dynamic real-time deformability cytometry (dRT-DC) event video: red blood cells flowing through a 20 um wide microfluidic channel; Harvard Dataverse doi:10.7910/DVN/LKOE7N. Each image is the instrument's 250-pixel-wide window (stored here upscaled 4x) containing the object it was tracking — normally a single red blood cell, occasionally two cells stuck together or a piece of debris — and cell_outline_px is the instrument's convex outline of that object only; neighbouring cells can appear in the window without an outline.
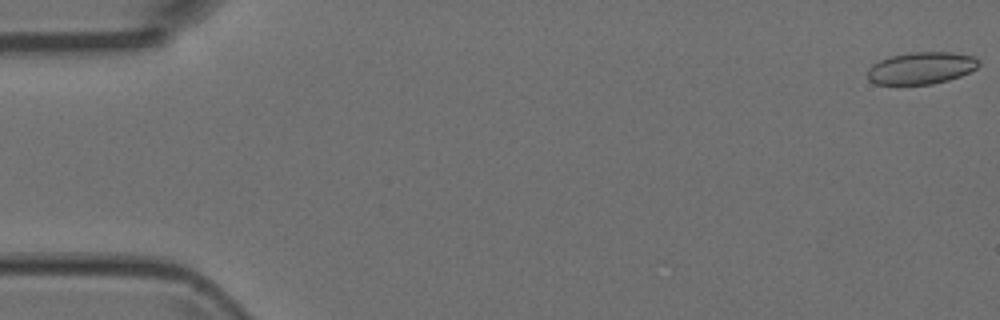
{"species": "Egyptian fruit bat (a non-hibernating species)", "species_latin": "Rousettus aegyptiacus", "temperature_condition": "room temperature", "stored_images_in_passage": 8, "camera_frame_rate_fps": 3000, "um_per_image_px": 0.085, "animal": {"sex": "female"}, "frame": {"image": 1, "passage_image": 1, "time_ms": 0.0, "image_size_px": [1000, 320], "cell_outline_px": [[980, 64], [976, 68], [960, 76], [948, 80], [932, 84], [876, 84], [868, 80], [868, 68], [872, 64], [880, 60], [892, 56], [912, 52], [952, 52], [976, 56], [980, 60]], "centroid_in_image_um": [78.33, 5.78], "position_along_channel_um": 6.7, "area_um2": 20.81}}
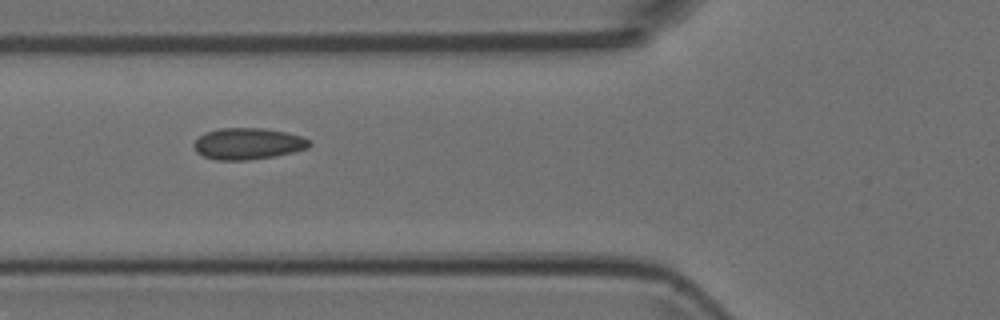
{"frame": {"image": 2, "passage_image": 6, "time_ms": 1.667, "image_size_px": [1000, 320], "cell_outline_px": [[312, 144], [308, 148], [292, 152], [272, 156], [244, 160], [216, 160], [204, 156], [196, 152], [192, 144], [204, 132], [220, 128], [264, 128], [284, 132], [300, 136], [312, 140]], "centroid_in_image_um": [21.06, 12.2], "position_along_channel_um": 104.7, "area_um2": 21.1}}
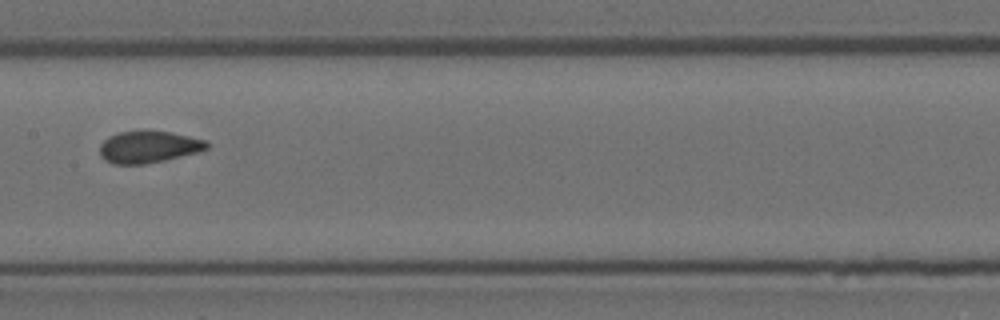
{"frame": {"image": 3, "passage_image": 8, "time_ms": 2.333, "image_size_px": [1000, 320], "cell_outline_px": [[208, 148], [200, 152], [164, 160], [144, 164], [112, 164], [104, 160], [100, 156], [100, 144], [108, 136], [120, 132], [144, 128], [172, 132], [208, 140]], "centroid_in_image_um": [12.63, 12.45], "position_along_channel_um": 194.8, "area_um2": 20.58}}